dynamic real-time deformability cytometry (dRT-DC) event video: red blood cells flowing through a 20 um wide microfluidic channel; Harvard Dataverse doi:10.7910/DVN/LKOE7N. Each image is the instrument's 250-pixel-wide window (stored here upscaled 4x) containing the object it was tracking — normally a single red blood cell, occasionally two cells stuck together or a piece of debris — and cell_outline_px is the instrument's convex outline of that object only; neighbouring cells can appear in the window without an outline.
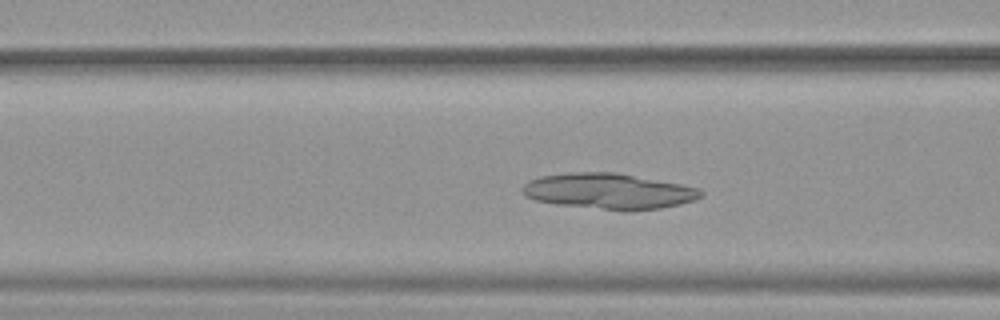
{"species": "common noctule bat (a hibernating species)", "species_latin": "Nyctalus noctula", "temperature_condition": "warm", "stored_images_in_passage": 48, "camera_frame_rate_fps": 3000, "um_per_image_px": 0.085, "animal": {"sex": "female", "body_mass_g": 19.9}, "frame": {"image": 1, "passage_image": 17, "time_ms": 5.333, "image_size_px": [1000, 320], "cell_outline_px": [[704, 196], [696, 200], [680, 204], [660, 208], [632, 212], [624, 212], [556, 204], [536, 200], [524, 196], [524, 184], [540, 176], [568, 172], [616, 172], [680, 184], [696, 188], [704, 192]], "centroid_in_image_um": [51.78, 16.27], "position_along_channel_um": 114.8, "area_um2": 37.4}}
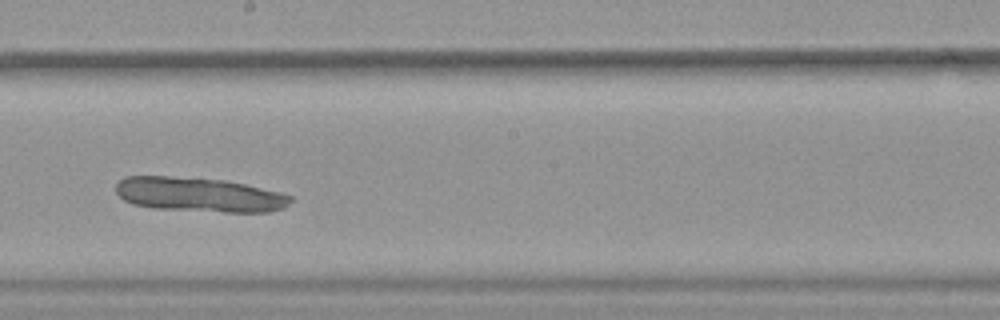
{"frame": {"image": 2, "passage_image": 26, "time_ms": 8.333, "image_size_px": [1000, 320], "cell_outline_px": [[292, 200], [284, 208], [268, 212], [224, 212], [152, 208], [132, 204], [124, 200], [116, 192], [116, 184], [124, 176], [168, 176], [224, 180], [244, 184], [280, 192], [292, 196]], "centroid_in_image_um": [16.92, 16.55], "position_along_channel_um": 231.3, "area_um2": 35.08}}
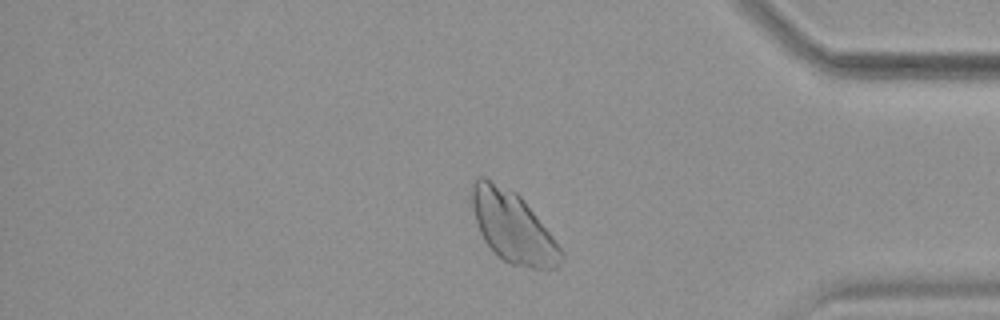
{"frame": {"image": 3, "passage_image": 40, "time_ms": 13.0, "image_size_px": [1000, 320], "cell_outline_px": [[564, 256], [560, 264], [556, 268], [532, 268], [508, 264], [484, 240], [480, 232], [472, 208], [472, 184], [480, 176], [484, 176], [516, 192], [524, 200], [552, 236], [564, 252]], "centroid_in_image_um": [43.6, 19.29], "position_along_channel_um": 391.6, "area_um2": 36.41}}